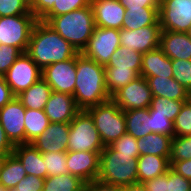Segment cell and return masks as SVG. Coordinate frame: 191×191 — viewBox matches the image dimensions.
Listing matches in <instances>:
<instances>
[{
    "mask_svg": "<svg viewBox=\"0 0 191 191\" xmlns=\"http://www.w3.org/2000/svg\"><path fill=\"white\" fill-rule=\"evenodd\" d=\"M26 175L20 160L13 153L7 155L0 172V184L5 188H14Z\"/></svg>",
    "mask_w": 191,
    "mask_h": 191,
    "instance_id": "obj_30",
    "label": "cell"
},
{
    "mask_svg": "<svg viewBox=\"0 0 191 191\" xmlns=\"http://www.w3.org/2000/svg\"><path fill=\"white\" fill-rule=\"evenodd\" d=\"M13 154L20 160L27 175H35L43 179L47 177V168L42 153L31 143L15 145Z\"/></svg>",
    "mask_w": 191,
    "mask_h": 191,
    "instance_id": "obj_21",
    "label": "cell"
},
{
    "mask_svg": "<svg viewBox=\"0 0 191 191\" xmlns=\"http://www.w3.org/2000/svg\"><path fill=\"white\" fill-rule=\"evenodd\" d=\"M172 61L173 78L187 91L191 90V60Z\"/></svg>",
    "mask_w": 191,
    "mask_h": 191,
    "instance_id": "obj_36",
    "label": "cell"
},
{
    "mask_svg": "<svg viewBox=\"0 0 191 191\" xmlns=\"http://www.w3.org/2000/svg\"><path fill=\"white\" fill-rule=\"evenodd\" d=\"M83 191H121V186L104 183L98 179L84 184Z\"/></svg>",
    "mask_w": 191,
    "mask_h": 191,
    "instance_id": "obj_47",
    "label": "cell"
},
{
    "mask_svg": "<svg viewBox=\"0 0 191 191\" xmlns=\"http://www.w3.org/2000/svg\"><path fill=\"white\" fill-rule=\"evenodd\" d=\"M44 110L26 109L25 112V143H32L50 125Z\"/></svg>",
    "mask_w": 191,
    "mask_h": 191,
    "instance_id": "obj_29",
    "label": "cell"
},
{
    "mask_svg": "<svg viewBox=\"0 0 191 191\" xmlns=\"http://www.w3.org/2000/svg\"><path fill=\"white\" fill-rule=\"evenodd\" d=\"M170 168L185 179L191 181V159L182 161H170Z\"/></svg>",
    "mask_w": 191,
    "mask_h": 191,
    "instance_id": "obj_48",
    "label": "cell"
},
{
    "mask_svg": "<svg viewBox=\"0 0 191 191\" xmlns=\"http://www.w3.org/2000/svg\"><path fill=\"white\" fill-rule=\"evenodd\" d=\"M68 172L79 177L85 183L98 179L100 171V153L90 151H67Z\"/></svg>",
    "mask_w": 191,
    "mask_h": 191,
    "instance_id": "obj_15",
    "label": "cell"
},
{
    "mask_svg": "<svg viewBox=\"0 0 191 191\" xmlns=\"http://www.w3.org/2000/svg\"><path fill=\"white\" fill-rule=\"evenodd\" d=\"M147 191H166V173L143 183Z\"/></svg>",
    "mask_w": 191,
    "mask_h": 191,
    "instance_id": "obj_49",
    "label": "cell"
},
{
    "mask_svg": "<svg viewBox=\"0 0 191 191\" xmlns=\"http://www.w3.org/2000/svg\"><path fill=\"white\" fill-rule=\"evenodd\" d=\"M15 145L9 140L0 123V155L7 156L13 153Z\"/></svg>",
    "mask_w": 191,
    "mask_h": 191,
    "instance_id": "obj_51",
    "label": "cell"
},
{
    "mask_svg": "<svg viewBox=\"0 0 191 191\" xmlns=\"http://www.w3.org/2000/svg\"><path fill=\"white\" fill-rule=\"evenodd\" d=\"M173 137L160 134L149 133L146 137L137 139L139 155H157L170 158Z\"/></svg>",
    "mask_w": 191,
    "mask_h": 191,
    "instance_id": "obj_24",
    "label": "cell"
},
{
    "mask_svg": "<svg viewBox=\"0 0 191 191\" xmlns=\"http://www.w3.org/2000/svg\"><path fill=\"white\" fill-rule=\"evenodd\" d=\"M91 7L96 27L122 29L126 9L119 0H91Z\"/></svg>",
    "mask_w": 191,
    "mask_h": 191,
    "instance_id": "obj_16",
    "label": "cell"
},
{
    "mask_svg": "<svg viewBox=\"0 0 191 191\" xmlns=\"http://www.w3.org/2000/svg\"><path fill=\"white\" fill-rule=\"evenodd\" d=\"M15 96L5 82L4 76L0 74V109L10 102Z\"/></svg>",
    "mask_w": 191,
    "mask_h": 191,
    "instance_id": "obj_50",
    "label": "cell"
},
{
    "mask_svg": "<svg viewBox=\"0 0 191 191\" xmlns=\"http://www.w3.org/2000/svg\"><path fill=\"white\" fill-rule=\"evenodd\" d=\"M85 182L70 173L45 178L42 191H83Z\"/></svg>",
    "mask_w": 191,
    "mask_h": 191,
    "instance_id": "obj_31",
    "label": "cell"
},
{
    "mask_svg": "<svg viewBox=\"0 0 191 191\" xmlns=\"http://www.w3.org/2000/svg\"><path fill=\"white\" fill-rule=\"evenodd\" d=\"M161 31L186 33L191 25V0H160Z\"/></svg>",
    "mask_w": 191,
    "mask_h": 191,
    "instance_id": "obj_9",
    "label": "cell"
},
{
    "mask_svg": "<svg viewBox=\"0 0 191 191\" xmlns=\"http://www.w3.org/2000/svg\"><path fill=\"white\" fill-rule=\"evenodd\" d=\"M41 78L42 70L26 52L22 53L4 74L5 82L15 97Z\"/></svg>",
    "mask_w": 191,
    "mask_h": 191,
    "instance_id": "obj_8",
    "label": "cell"
},
{
    "mask_svg": "<svg viewBox=\"0 0 191 191\" xmlns=\"http://www.w3.org/2000/svg\"><path fill=\"white\" fill-rule=\"evenodd\" d=\"M58 0H34L30 6V11L37 20H42L52 9L53 4Z\"/></svg>",
    "mask_w": 191,
    "mask_h": 191,
    "instance_id": "obj_45",
    "label": "cell"
},
{
    "mask_svg": "<svg viewBox=\"0 0 191 191\" xmlns=\"http://www.w3.org/2000/svg\"><path fill=\"white\" fill-rule=\"evenodd\" d=\"M91 5V0H58L46 16H59Z\"/></svg>",
    "mask_w": 191,
    "mask_h": 191,
    "instance_id": "obj_39",
    "label": "cell"
},
{
    "mask_svg": "<svg viewBox=\"0 0 191 191\" xmlns=\"http://www.w3.org/2000/svg\"><path fill=\"white\" fill-rule=\"evenodd\" d=\"M86 111L92 117L104 146L111 145L126 133L124 111L112 99Z\"/></svg>",
    "mask_w": 191,
    "mask_h": 191,
    "instance_id": "obj_5",
    "label": "cell"
},
{
    "mask_svg": "<svg viewBox=\"0 0 191 191\" xmlns=\"http://www.w3.org/2000/svg\"><path fill=\"white\" fill-rule=\"evenodd\" d=\"M73 97L80 110H87L111 99L105 81L104 65L76 55V84Z\"/></svg>",
    "mask_w": 191,
    "mask_h": 191,
    "instance_id": "obj_1",
    "label": "cell"
},
{
    "mask_svg": "<svg viewBox=\"0 0 191 191\" xmlns=\"http://www.w3.org/2000/svg\"><path fill=\"white\" fill-rule=\"evenodd\" d=\"M121 191H147L143 183H133L130 185L122 186Z\"/></svg>",
    "mask_w": 191,
    "mask_h": 191,
    "instance_id": "obj_52",
    "label": "cell"
},
{
    "mask_svg": "<svg viewBox=\"0 0 191 191\" xmlns=\"http://www.w3.org/2000/svg\"><path fill=\"white\" fill-rule=\"evenodd\" d=\"M174 136H191V106L186 102L174 121Z\"/></svg>",
    "mask_w": 191,
    "mask_h": 191,
    "instance_id": "obj_37",
    "label": "cell"
},
{
    "mask_svg": "<svg viewBox=\"0 0 191 191\" xmlns=\"http://www.w3.org/2000/svg\"><path fill=\"white\" fill-rule=\"evenodd\" d=\"M191 159V136H174L172 139L170 161Z\"/></svg>",
    "mask_w": 191,
    "mask_h": 191,
    "instance_id": "obj_35",
    "label": "cell"
},
{
    "mask_svg": "<svg viewBox=\"0 0 191 191\" xmlns=\"http://www.w3.org/2000/svg\"><path fill=\"white\" fill-rule=\"evenodd\" d=\"M0 191H7V188H5L2 184H0Z\"/></svg>",
    "mask_w": 191,
    "mask_h": 191,
    "instance_id": "obj_56",
    "label": "cell"
},
{
    "mask_svg": "<svg viewBox=\"0 0 191 191\" xmlns=\"http://www.w3.org/2000/svg\"><path fill=\"white\" fill-rule=\"evenodd\" d=\"M26 53L41 70L50 64L66 61L78 54L68 41L41 20H38L33 27Z\"/></svg>",
    "mask_w": 191,
    "mask_h": 191,
    "instance_id": "obj_2",
    "label": "cell"
},
{
    "mask_svg": "<svg viewBox=\"0 0 191 191\" xmlns=\"http://www.w3.org/2000/svg\"><path fill=\"white\" fill-rule=\"evenodd\" d=\"M104 67H114L115 70H134L140 76L142 53L120 45Z\"/></svg>",
    "mask_w": 191,
    "mask_h": 191,
    "instance_id": "obj_28",
    "label": "cell"
},
{
    "mask_svg": "<svg viewBox=\"0 0 191 191\" xmlns=\"http://www.w3.org/2000/svg\"><path fill=\"white\" fill-rule=\"evenodd\" d=\"M44 111L51 123H70L81 110L72 95L52 91Z\"/></svg>",
    "mask_w": 191,
    "mask_h": 191,
    "instance_id": "obj_17",
    "label": "cell"
},
{
    "mask_svg": "<svg viewBox=\"0 0 191 191\" xmlns=\"http://www.w3.org/2000/svg\"><path fill=\"white\" fill-rule=\"evenodd\" d=\"M51 92V87L41 78L16 97L26 109L44 110Z\"/></svg>",
    "mask_w": 191,
    "mask_h": 191,
    "instance_id": "obj_25",
    "label": "cell"
},
{
    "mask_svg": "<svg viewBox=\"0 0 191 191\" xmlns=\"http://www.w3.org/2000/svg\"><path fill=\"white\" fill-rule=\"evenodd\" d=\"M186 103L191 106V90L187 91Z\"/></svg>",
    "mask_w": 191,
    "mask_h": 191,
    "instance_id": "obj_54",
    "label": "cell"
},
{
    "mask_svg": "<svg viewBox=\"0 0 191 191\" xmlns=\"http://www.w3.org/2000/svg\"><path fill=\"white\" fill-rule=\"evenodd\" d=\"M48 176H59L69 173L66 162V152L42 153Z\"/></svg>",
    "mask_w": 191,
    "mask_h": 191,
    "instance_id": "obj_34",
    "label": "cell"
},
{
    "mask_svg": "<svg viewBox=\"0 0 191 191\" xmlns=\"http://www.w3.org/2000/svg\"><path fill=\"white\" fill-rule=\"evenodd\" d=\"M25 112L17 97L0 109V123L14 145L25 143Z\"/></svg>",
    "mask_w": 191,
    "mask_h": 191,
    "instance_id": "obj_13",
    "label": "cell"
},
{
    "mask_svg": "<svg viewBox=\"0 0 191 191\" xmlns=\"http://www.w3.org/2000/svg\"><path fill=\"white\" fill-rule=\"evenodd\" d=\"M166 191H191V181L170 168L166 172Z\"/></svg>",
    "mask_w": 191,
    "mask_h": 191,
    "instance_id": "obj_42",
    "label": "cell"
},
{
    "mask_svg": "<svg viewBox=\"0 0 191 191\" xmlns=\"http://www.w3.org/2000/svg\"><path fill=\"white\" fill-rule=\"evenodd\" d=\"M160 25H149L137 30L120 29V45L129 50L146 53L159 47Z\"/></svg>",
    "mask_w": 191,
    "mask_h": 191,
    "instance_id": "obj_14",
    "label": "cell"
},
{
    "mask_svg": "<svg viewBox=\"0 0 191 191\" xmlns=\"http://www.w3.org/2000/svg\"><path fill=\"white\" fill-rule=\"evenodd\" d=\"M26 4H28L29 6H31L34 2V0H23Z\"/></svg>",
    "mask_w": 191,
    "mask_h": 191,
    "instance_id": "obj_55",
    "label": "cell"
},
{
    "mask_svg": "<svg viewBox=\"0 0 191 191\" xmlns=\"http://www.w3.org/2000/svg\"><path fill=\"white\" fill-rule=\"evenodd\" d=\"M42 78L52 91L73 96L76 84V56L45 67L42 70Z\"/></svg>",
    "mask_w": 191,
    "mask_h": 191,
    "instance_id": "obj_12",
    "label": "cell"
},
{
    "mask_svg": "<svg viewBox=\"0 0 191 191\" xmlns=\"http://www.w3.org/2000/svg\"><path fill=\"white\" fill-rule=\"evenodd\" d=\"M41 21L53 28L78 53L86 48L96 27L91 5L59 16H45Z\"/></svg>",
    "mask_w": 191,
    "mask_h": 191,
    "instance_id": "obj_3",
    "label": "cell"
},
{
    "mask_svg": "<svg viewBox=\"0 0 191 191\" xmlns=\"http://www.w3.org/2000/svg\"><path fill=\"white\" fill-rule=\"evenodd\" d=\"M152 97L160 96L177 101H186L187 90L174 78L146 77Z\"/></svg>",
    "mask_w": 191,
    "mask_h": 191,
    "instance_id": "obj_23",
    "label": "cell"
},
{
    "mask_svg": "<svg viewBox=\"0 0 191 191\" xmlns=\"http://www.w3.org/2000/svg\"><path fill=\"white\" fill-rule=\"evenodd\" d=\"M111 99L125 112L149 108L152 101V93L146 78L139 76L125 87L116 91L111 96Z\"/></svg>",
    "mask_w": 191,
    "mask_h": 191,
    "instance_id": "obj_11",
    "label": "cell"
},
{
    "mask_svg": "<svg viewBox=\"0 0 191 191\" xmlns=\"http://www.w3.org/2000/svg\"><path fill=\"white\" fill-rule=\"evenodd\" d=\"M119 34L120 30L118 29L95 27L82 54L105 66L120 46Z\"/></svg>",
    "mask_w": 191,
    "mask_h": 191,
    "instance_id": "obj_10",
    "label": "cell"
},
{
    "mask_svg": "<svg viewBox=\"0 0 191 191\" xmlns=\"http://www.w3.org/2000/svg\"><path fill=\"white\" fill-rule=\"evenodd\" d=\"M140 76L173 78L171 59L159 47L143 53Z\"/></svg>",
    "mask_w": 191,
    "mask_h": 191,
    "instance_id": "obj_20",
    "label": "cell"
},
{
    "mask_svg": "<svg viewBox=\"0 0 191 191\" xmlns=\"http://www.w3.org/2000/svg\"><path fill=\"white\" fill-rule=\"evenodd\" d=\"M106 89L110 97L122 87H125L139 75L134 70H115L114 67H104Z\"/></svg>",
    "mask_w": 191,
    "mask_h": 191,
    "instance_id": "obj_32",
    "label": "cell"
},
{
    "mask_svg": "<svg viewBox=\"0 0 191 191\" xmlns=\"http://www.w3.org/2000/svg\"><path fill=\"white\" fill-rule=\"evenodd\" d=\"M151 132L174 137V123L165 116L150 115Z\"/></svg>",
    "mask_w": 191,
    "mask_h": 191,
    "instance_id": "obj_43",
    "label": "cell"
},
{
    "mask_svg": "<svg viewBox=\"0 0 191 191\" xmlns=\"http://www.w3.org/2000/svg\"><path fill=\"white\" fill-rule=\"evenodd\" d=\"M69 124L70 132L67 151L101 153L105 146L92 117L86 110H81Z\"/></svg>",
    "mask_w": 191,
    "mask_h": 191,
    "instance_id": "obj_6",
    "label": "cell"
},
{
    "mask_svg": "<svg viewBox=\"0 0 191 191\" xmlns=\"http://www.w3.org/2000/svg\"><path fill=\"white\" fill-rule=\"evenodd\" d=\"M5 160H6V156L0 155V172L4 166Z\"/></svg>",
    "mask_w": 191,
    "mask_h": 191,
    "instance_id": "obj_53",
    "label": "cell"
},
{
    "mask_svg": "<svg viewBox=\"0 0 191 191\" xmlns=\"http://www.w3.org/2000/svg\"><path fill=\"white\" fill-rule=\"evenodd\" d=\"M158 8L143 7L142 9L126 10L122 28L137 30L149 25H160Z\"/></svg>",
    "mask_w": 191,
    "mask_h": 191,
    "instance_id": "obj_26",
    "label": "cell"
},
{
    "mask_svg": "<svg viewBox=\"0 0 191 191\" xmlns=\"http://www.w3.org/2000/svg\"><path fill=\"white\" fill-rule=\"evenodd\" d=\"M22 53L17 47L0 44V74L4 76Z\"/></svg>",
    "mask_w": 191,
    "mask_h": 191,
    "instance_id": "obj_41",
    "label": "cell"
},
{
    "mask_svg": "<svg viewBox=\"0 0 191 191\" xmlns=\"http://www.w3.org/2000/svg\"><path fill=\"white\" fill-rule=\"evenodd\" d=\"M38 20L28 14L0 17V44L19 48L27 52L31 33Z\"/></svg>",
    "mask_w": 191,
    "mask_h": 191,
    "instance_id": "obj_7",
    "label": "cell"
},
{
    "mask_svg": "<svg viewBox=\"0 0 191 191\" xmlns=\"http://www.w3.org/2000/svg\"><path fill=\"white\" fill-rule=\"evenodd\" d=\"M119 2L126 10L159 7L160 5V0H119Z\"/></svg>",
    "mask_w": 191,
    "mask_h": 191,
    "instance_id": "obj_46",
    "label": "cell"
},
{
    "mask_svg": "<svg viewBox=\"0 0 191 191\" xmlns=\"http://www.w3.org/2000/svg\"><path fill=\"white\" fill-rule=\"evenodd\" d=\"M69 132V123H50L31 144L41 153L67 152Z\"/></svg>",
    "mask_w": 191,
    "mask_h": 191,
    "instance_id": "obj_18",
    "label": "cell"
},
{
    "mask_svg": "<svg viewBox=\"0 0 191 191\" xmlns=\"http://www.w3.org/2000/svg\"><path fill=\"white\" fill-rule=\"evenodd\" d=\"M124 115L127 134L139 139L151 133L149 108L128 110L124 112Z\"/></svg>",
    "mask_w": 191,
    "mask_h": 191,
    "instance_id": "obj_27",
    "label": "cell"
},
{
    "mask_svg": "<svg viewBox=\"0 0 191 191\" xmlns=\"http://www.w3.org/2000/svg\"><path fill=\"white\" fill-rule=\"evenodd\" d=\"M186 33H187L188 36L191 38V25H190V27H189V29H188V31H187Z\"/></svg>",
    "mask_w": 191,
    "mask_h": 191,
    "instance_id": "obj_57",
    "label": "cell"
},
{
    "mask_svg": "<svg viewBox=\"0 0 191 191\" xmlns=\"http://www.w3.org/2000/svg\"><path fill=\"white\" fill-rule=\"evenodd\" d=\"M98 180L121 187L137 183V158L121 154L110 145L105 146L100 153Z\"/></svg>",
    "mask_w": 191,
    "mask_h": 191,
    "instance_id": "obj_4",
    "label": "cell"
},
{
    "mask_svg": "<svg viewBox=\"0 0 191 191\" xmlns=\"http://www.w3.org/2000/svg\"><path fill=\"white\" fill-rule=\"evenodd\" d=\"M110 146L121 154L132 155L134 158H138L140 156L137 147V139L130 134L125 133Z\"/></svg>",
    "mask_w": 191,
    "mask_h": 191,
    "instance_id": "obj_38",
    "label": "cell"
},
{
    "mask_svg": "<svg viewBox=\"0 0 191 191\" xmlns=\"http://www.w3.org/2000/svg\"><path fill=\"white\" fill-rule=\"evenodd\" d=\"M186 101H177L160 96L152 97L151 105L149 107L150 115H161L168 118L174 123L176 116L181 111L183 104Z\"/></svg>",
    "mask_w": 191,
    "mask_h": 191,
    "instance_id": "obj_33",
    "label": "cell"
},
{
    "mask_svg": "<svg viewBox=\"0 0 191 191\" xmlns=\"http://www.w3.org/2000/svg\"><path fill=\"white\" fill-rule=\"evenodd\" d=\"M159 48L171 60H191V38L187 33L161 31Z\"/></svg>",
    "mask_w": 191,
    "mask_h": 191,
    "instance_id": "obj_19",
    "label": "cell"
},
{
    "mask_svg": "<svg viewBox=\"0 0 191 191\" xmlns=\"http://www.w3.org/2000/svg\"><path fill=\"white\" fill-rule=\"evenodd\" d=\"M170 158L157 155H142L137 158L138 182L144 183L170 169Z\"/></svg>",
    "mask_w": 191,
    "mask_h": 191,
    "instance_id": "obj_22",
    "label": "cell"
},
{
    "mask_svg": "<svg viewBox=\"0 0 191 191\" xmlns=\"http://www.w3.org/2000/svg\"><path fill=\"white\" fill-rule=\"evenodd\" d=\"M45 179L35 175H26L14 188H7V191H42Z\"/></svg>",
    "mask_w": 191,
    "mask_h": 191,
    "instance_id": "obj_44",
    "label": "cell"
},
{
    "mask_svg": "<svg viewBox=\"0 0 191 191\" xmlns=\"http://www.w3.org/2000/svg\"><path fill=\"white\" fill-rule=\"evenodd\" d=\"M30 6L23 0H0V17L28 14Z\"/></svg>",
    "mask_w": 191,
    "mask_h": 191,
    "instance_id": "obj_40",
    "label": "cell"
}]
</instances>
